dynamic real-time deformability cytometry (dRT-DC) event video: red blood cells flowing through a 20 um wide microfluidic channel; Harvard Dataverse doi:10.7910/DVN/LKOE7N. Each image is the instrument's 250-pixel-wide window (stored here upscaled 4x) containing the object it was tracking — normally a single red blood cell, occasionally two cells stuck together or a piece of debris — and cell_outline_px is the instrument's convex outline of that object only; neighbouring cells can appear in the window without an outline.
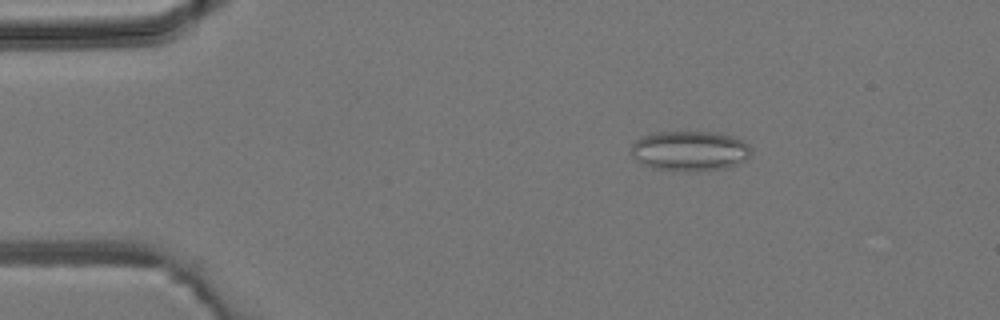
{"species": "common noctule bat (a hibernating species)", "species_latin": "Nyctalus noctula", "temperature_condition": "room temperature", "stored_images_in_passage": 5, "camera_frame_rate_fps": 3000, "um_per_image_px": 0.085, "animal": {"sex": "male", "body_mass_g": 19.2, "forearm_length_mm": 51.8}, "frame": {"image": 1, "passage_image": 3, "time_ms": 2.333, "image_size_px": [1000, 320], "cell_outline_px": [[752, 156], [728, 168], [692, 172], [684, 172], [652, 168], [640, 164], [632, 156], [632, 144], [640, 136], [652, 132], [716, 132], [732, 136], [744, 140], [748, 144], [752, 152]], "centroid_in_image_um": [58.63, 12.84], "position_along_channel_um": 26.4, "area_um2": 28.61}}